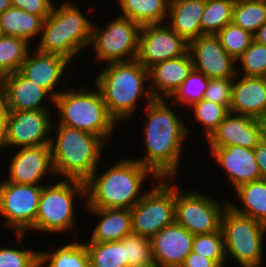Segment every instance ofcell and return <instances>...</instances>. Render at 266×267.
<instances>
[{
    "label": "cell",
    "instance_id": "6da1fadb",
    "mask_svg": "<svg viewBox=\"0 0 266 267\" xmlns=\"http://www.w3.org/2000/svg\"><path fill=\"white\" fill-rule=\"evenodd\" d=\"M165 98H154L146 107L144 124L145 151L142 158L135 159L147 167L157 178L178 177L183 142L191 134L190 127L176 116Z\"/></svg>",
    "mask_w": 266,
    "mask_h": 267
},
{
    "label": "cell",
    "instance_id": "7a4b0ae2",
    "mask_svg": "<svg viewBox=\"0 0 266 267\" xmlns=\"http://www.w3.org/2000/svg\"><path fill=\"white\" fill-rule=\"evenodd\" d=\"M98 170L97 167L85 181L87 208L131 209L143 196L140 194L144 180L150 174L153 181L158 180L147 167L133 158L117 161L100 175Z\"/></svg>",
    "mask_w": 266,
    "mask_h": 267
},
{
    "label": "cell",
    "instance_id": "3957f363",
    "mask_svg": "<svg viewBox=\"0 0 266 267\" xmlns=\"http://www.w3.org/2000/svg\"><path fill=\"white\" fill-rule=\"evenodd\" d=\"M147 80L148 69L135 59L108 63L97 74L94 85L99 88L109 114L119 123L132 117L141 98L147 104L154 99L149 86L145 87Z\"/></svg>",
    "mask_w": 266,
    "mask_h": 267
},
{
    "label": "cell",
    "instance_id": "277c9868",
    "mask_svg": "<svg viewBox=\"0 0 266 267\" xmlns=\"http://www.w3.org/2000/svg\"><path fill=\"white\" fill-rule=\"evenodd\" d=\"M52 123L56 137L50 138L55 174L85 182L97 169L106 141L76 128ZM56 130H55V128Z\"/></svg>",
    "mask_w": 266,
    "mask_h": 267
},
{
    "label": "cell",
    "instance_id": "5b68a950",
    "mask_svg": "<svg viewBox=\"0 0 266 267\" xmlns=\"http://www.w3.org/2000/svg\"><path fill=\"white\" fill-rule=\"evenodd\" d=\"M92 27L93 23L73 1H64L58 8L54 5L44 20L36 49L63 56L71 62L90 45Z\"/></svg>",
    "mask_w": 266,
    "mask_h": 267
},
{
    "label": "cell",
    "instance_id": "8992f818",
    "mask_svg": "<svg viewBox=\"0 0 266 267\" xmlns=\"http://www.w3.org/2000/svg\"><path fill=\"white\" fill-rule=\"evenodd\" d=\"M74 87L62 90L55 98L57 123L76 128L103 138L105 141L114 134L117 122L109 114L99 88ZM77 91V92H76Z\"/></svg>",
    "mask_w": 266,
    "mask_h": 267
},
{
    "label": "cell",
    "instance_id": "52a82bcc",
    "mask_svg": "<svg viewBox=\"0 0 266 267\" xmlns=\"http://www.w3.org/2000/svg\"><path fill=\"white\" fill-rule=\"evenodd\" d=\"M77 196L86 199L85 182L80 180L62 179L52 185H42L35 224L30 230L54 234L73 231Z\"/></svg>",
    "mask_w": 266,
    "mask_h": 267
},
{
    "label": "cell",
    "instance_id": "ba28073f",
    "mask_svg": "<svg viewBox=\"0 0 266 267\" xmlns=\"http://www.w3.org/2000/svg\"><path fill=\"white\" fill-rule=\"evenodd\" d=\"M226 258L229 254L240 267H260L263 264V243L266 225L237 213L229 204L224 209L220 227Z\"/></svg>",
    "mask_w": 266,
    "mask_h": 267
},
{
    "label": "cell",
    "instance_id": "9c48e42d",
    "mask_svg": "<svg viewBox=\"0 0 266 267\" xmlns=\"http://www.w3.org/2000/svg\"><path fill=\"white\" fill-rule=\"evenodd\" d=\"M172 180L158 178L157 184L131 208L133 233L152 238L175 222L176 186Z\"/></svg>",
    "mask_w": 266,
    "mask_h": 267
},
{
    "label": "cell",
    "instance_id": "30bf717a",
    "mask_svg": "<svg viewBox=\"0 0 266 267\" xmlns=\"http://www.w3.org/2000/svg\"><path fill=\"white\" fill-rule=\"evenodd\" d=\"M140 29L139 24L119 15L103 29L93 24L90 46L94 48L95 60L107 64L135 60Z\"/></svg>",
    "mask_w": 266,
    "mask_h": 267
},
{
    "label": "cell",
    "instance_id": "8fae6325",
    "mask_svg": "<svg viewBox=\"0 0 266 267\" xmlns=\"http://www.w3.org/2000/svg\"><path fill=\"white\" fill-rule=\"evenodd\" d=\"M41 185L16 184L6 180L0 182V215L4 225L14 229L17 243L35 224Z\"/></svg>",
    "mask_w": 266,
    "mask_h": 267
},
{
    "label": "cell",
    "instance_id": "7c38bea8",
    "mask_svg": "<svg viewBox=\"0 0 266 267\" xmlns=\"http://www.w3.org/2000/svg\"><path fill=\"white\" fill-rule=\"evenodd\" d=\"M228 204L227 200L220 203L198 190H184L182 193L176 188L175 222L193 235L219 231L221 217Z\"/></svg>",
    "mask_w": 266,
    "mask_h": 267
},
{
    "label": "cell",
    "instance_id": "4fadbf2b",
    "mask_svg": "<svg viewBox=\"0 0 266 267\" xmlns=\"http://www.w3.org/2000/svg\"><path fill=\"white\" fill-rule=\"evenodd\" d=\"M49 110L9 111L6 121L5 147L49 145L52 121Z\"/></svg>",
    "mask_w": 266,
    "mask_h": 267
},
{
    "label": "cell",
    "instance_id": "5bb4252c",
    "mask_svg": "<svg viewBox=\"0 0 266 267\" xmlns=\"http://www.w3.org/2000/svg\"><path fill=\"white\" fill-rule=\"evenodd\" d=\"M188 52V43L168 24L141 26L136 60L145 68Z\"/></svg>",
    "mask_w": 266,
    "mask_h": 267
},
{
    "label": "cell",
    "instance_id": "9a60e30c",
    "mask_svg": "<svg viewBox=\"0 0 266 267\" xmlns=\"http://www.w3.org/2000/svg\"><path fill=\"white\" fill-rule=\"evenodd\" d=\"M188 52L196 71L209 79L234 78L237 75L236 60L222 47L218 37L203 34L188 43Z\"/></svg>",
    "mask_w": 266,
    "mask_h": 267
},
{
    "label": "cell",
    "instance_id": "2e32d148",
    "mask_svg": "<svg viewBox=\"0 0 266 267\" xmlns=\"http://www.w3.org/2000/svg\"><path fill=\"white\" fill-rule=\"evenodd\" d=\"M7 179L11 183L41 185L43 177L55 175L50 145L23 147L10 158ZM39 182V183H38Z\"/></svg>",
    "mask_w": 266,
    "mask_h": 267
},
{
    "label": "cell",
    "instance_id": "e0dca14e",
    "mask_svg": "<svg viewBox=\"0 0 266 267\" xmlns=\"http://www.w3.org/2000/svg\"><path fill=\"white\" fill-rule=\"evenodd\" d=\"M206 141L210 147L237 145L254 149L262 141L260 120L229 113Z\"/></svg>",
    "mask_w": 266,
    "mask_h": 267
},
{
    "label": "cell",
    "instance_id": "ac0fdd59",
    "mask_svg": "<svg viewBox=\"0 0 266 267\" xmlns=\"http://www.w3.org/2000/svg\"><path fill=\"white\" fill-rule=\"evenodd\" d=\"M150 239L153 259L159 267H181L192 251L194 235L174 222Z\"/></svg>",
    "mask_w": 266,
    "mask_h": 267
},
{
    "label": "cell",
    "instance_id": "d6986e66",
    "mask_svg": "<svg viewBox=\"0 0 266 267\" xmlns=\"http://www.w3.org/2000/svg\"><path fill=\"white\" fill-rule=\"evenodd\" d=\"M211 158L225 170L234 189L252 181L261 180L253 149L242 146L210 147Z\"/></svg>",
    "mask_w": 266,
    "mask_h": 267
},
{
    "label": "cell",
    "instance_id": "ffe728a7",
    "mask_svg": "<svg viewBox=\"0 0 266 267\" xmlns=\"http://www.w3.org/2000/svg\"><path fill=\"white\" fill-rule=\"evenodd\" d=\"M71 63L65 57L57 54L39 52L37 49L34 54L30 52L26 60L21 65L19 72L28 80L47 90L54 98L61 91H56L57 84L60 83L64 71Z\"/></svg>",
    "mask_w": 266,
    "mask_h": 267
},
{
    "label": "cell",
    "instance_id": "44dd1931",
    "mask_svg": "<svg viewBox=\"0 0 266 267\" xmlns=\"http://www.w3.org/2000/svg\"><path fill=\"white\" fill-rule=\"evenodd\" d=\"M233 78L229 112L260 119L266 115V77Z\"/></svg>",
    "mask_w": 266,
    "mask_h": 267
},
{
    "label": "cell",
    "instance_id": "7402d4cb",
    "mask_svg": "<svg viewBox=\"0 0 266 267\" xmlns=\"http://www.w3.org/2000/svg\"><path fill=\"white\" fill-rule=\"evenodd\" d=\"M45 98L55 106V98L47 90L28 80L19 71L6 75L3 99L9 111L49 110L42 104Z\"/></svg>",
    "mask_w": 266,
    "mask_h": 267
},
{
    "label": "cell",
    "instance_id": "603a6c76",
    "mask_svg": "<svg viewBox=\"0 0 266 267\" xmlns=\"http://www.w3.org/2000/svg\"><path fill=\"white\" fill-rule=\"evenodd\" d=\"M194 69L192 59L185 55L158 62L148 68L151 94L154 98H169Z\"/></svg>",
    "mask_w": 266,
    "mask_h": 267
},
{
    "label": "cell",
    "instance_id": "cb8c5ba5",
    "mask_svg": "<svg viewBox=\"0 0 266 267\" xmlns=\"http://www.w3.org/2000/svg\"><path fill=\"white\" fill-rule=\"evenodd\" d=\"M205 5L206 0H170L168 25L187 43L191 42L201 35Z\"/></svg>",
    "mask_w": 266,
    "mask_h": 267
},
{
    "label": "cell",
    "instance_id": "d4e9b609",
    "mask_svg": "<svg viewBox=\"0 0 266 267\" xmlns=\"http://www.w3.org/2000/svg\"><path fill=\"white\" fill-rule=\"evenodd\" d=\"M99 219L88 242L120 241L132 233V213L129 208H87Z\"/></svg>",
    "mask_w": 266,
    "mask_h": 267
},
{
    "label": "cell",
    "instance_id": "484cf974",
    "mask_svg": "<svg viewBox=\"0 0 266 267\" xmlns=\"http://www.w3.org/2000/svg\"><path fill=\"white\" fill-rule=\"evenodd\" d=\"M170 0H118L122 14L140 26L165 23ZM166 19V20H165Z\"/></svg>",
    "mask_w": 266,
    "mask_h": 267
},
{
    "label": "cell",
    "instance_id": "4316f807",
    "mask_svg": "<svg viewBox=\"0 0 266 267\" xmlns=\"http://www.w3.org/2000/svg\"><path fill=\"white\" fill-rule=\"evenodd\" d=\"M0 22L4 35L24 38L28 42L41 35L44 20L37 15L11 6L0 14Z\"/></svg>",
    "mask_w": 266,
    "mask_h": 267
},
{
    "label": "cell",
    "instance_id": "83f0119b",
    "mask_svg": "<svg viewBox=\"0 0 266 267\" xmlns=\"http://www.w3.org/2000/svg\"><path fill=\"white\" fill-rule=\"evenodd\" d=\"M243 209L234 203L229 205L237 212L266 225V179L252 181L235 189Z\"/></svg>",
    "mask_w": 266,
    "mask_h": 267
},
{
    "label": "cell",
    "instance_id": "f1b7e54d",
    "mask_svg": "<svg viewBox=\"0 0 266 267\" xmlns=\"http://www.w3.org/2000/svg\"><path fill=\"white\" fill-rule=\"evenodd\" d=\"M89 267L85 243L71 242L54 251H39V267Z\"/></svg>",
    "mask_w": 266,
    "mask_h": 267
},
{
    "label": "cell",
    "instance_id": "f546056e",
    "mask_svg": "<svg viewBox=\"0 0 266 267\" xmlns=\"http://www.w3.org/2000/svg\"><path fill=\"white\" fill-rule=\"evenodd\" d=\"M89 256V267H128L122 240L113 242L85 243Z\"/></svg>",
    "mask_w": 266,
    "mask_h": 267
},
{
    "label": "cell",
    "instance_id": "4dcf8cb0",
    "mask_svg": "<svg viewBox=\"0 0 266 267\" xmlns=\"http://www.w3.org/2000/svg\"><path fill=\"white\" fill-rule=\"evenodd\" d=\"M232 22L254 35L266 22V0H236Z\"/></svg>",
    "mask_w": 266,
    "mask_h": 267
},
{
    "label": "cell",
    "instance_id": "1f68e13d",
    "mask_svg": "<svg viewBox=\"0 0 266 267\" xmlns=\"http://www.w3.org/2000/svg\"><path fill=\"white\" fill-rule=\"evenodd\" d=\"M234 0H206L201 17V35H216L232 22Z\"/></svg>",
    "mask_w": 266,
    "mask_h": 267
},
{
    "label": "cell",
    "instance_id": "d6a6232c",
    "mask_svg": "<svg viewBox=\"0 0 266 267\" xmlns=\"http://www.w3.org/2000/svg\"><path fill=\"white\" fill-rule=\"evenodd\" d=\"M27 40L3 35L0 38V70L5 74L19 71L30 52Z\"/></svg>",
    "mask_w": 266,
    "mask_h": 267
},
{
    "label": "cell",
    "instance_id": "836d02e7",
    "mask_svg": "<svg viewBox=\"0 0 266 267\" xmlns=\"http://www.w3.org/2000/svg\"><path fill=\"white\" fill-rule=\"evenodd\" d=\"M208 84L209 78L203 73L193 69L184 82L167 100L170 99V101H173V104L180 103L184 104V106L188 105L187 108H189L192 104L204 99ZM173 98L175 101L171 100Z\"/></svg>",
    "mask_w": 266,
    "mask_h": 267
},
{
    "label": "cell",
    "instance_id": "e575fe53",
    "mask_svg": "<svg viewBox=\"0 0 266 267\" xmlns=\"http://www.w3.org/2000/svg\"><path fill=\"white\" fill-rule=\"evenodd\" d=\"M188 109L194 112L196 122L205 127L204 134L206 139L211 136L218 125L230 113L226 106L213 103L207 99H202L192 104Z\"/></svg>",
    "mask_w": 266,
    "mask_h": 267
},
{
    "label": "cell",
    "instance_id": "d590c367",
    "mask_svg": "<svg viewBox=\"0 0 266 267\" xmlns=\"http://www.w3.org/2000/svg\"><path fill=\"white\" fill-rule=\"evenodd\" d=\"M216 36L225 51L236 61L254 40L253 34L233 22L228 23Z\"/></svg>",
    "mask_w": 266,
    "mask_h": 267
},
{
    "label": "cell",
    "instance_id": "8d00e7d4",
    "mask_svg": "<svg viewBox=\"0 0 266 267\" xmlns=\"http://www.w3.org/2000/svg\"><path fill=\"white\" fill-rule=\"evenodd\" d=\"M192 251L215 260L221 267L228 261L221 229L212 233L194 235Z\"/></svg>",
    "mask_w": 266,
    "mask_h": 267
},
{
    "label": "cell",
    "instance_id": "74e56055",
    "mask_svg": "<svg viewBox=\"0 0 266 267\" xmlns=\"http://www.w3.org/2000/svg\"><path fill=\"white\" fill-rule=\"evenodd\" d=\"M236 62V65L240 63L239 65L242 66L241 73H239L240 70H236L238 77H266V45L253 40Z\"/></svg>",
    "mask_w": 266,
    "mask_h": 267
},
{
    "label": "cell",
    "instance_id": "f35d334b",
    "mask_svg": "<svg viewBox=\"0 0 266 267\" xmlns=\"http://www.w3.org/2000/svg\"><path fill=\"white\" fill-rule=\"evenodd\" d=\"M122 240L129 265L153 262L151 239L136 233L126 235Z\"/></svg>",
    "mask_w": 266,
    "mask_h": 267
},
{
    "label": "cell",
    "instance_id": "ab89813d",
    "mask_svg": "<svg viewBox=\"0 0 266 267\" xmlns=\"http://www.w3.org/2000/svg\"><path fill=\"white\" fill-rule=\"evenodd\" d=\"M0 267H39V251L0 246Z\"/></svg>",
    "mask_w": 266,
    "mask_h": 267
},
{
    "label": "cell",
    "instance_id": "60d3db41",
    "mask_svg": "<svg viewBox=\"0 0 266 267\" xmlns=\"http://www.w3.org/2000/svg\"><path fill=\"white\" fill-rule=\"evenodd\" d=\"M232 84L233 78L209 79L204 99L226 106L229 109L231 104Z\"/></svg>",
    "mask_w": 266,
    "mask_h": 267
},
{
    "label": "cell",
    "instance_id": "b9f144b4",
    "mask_svg": "<svg viewBox=\"0 0 266 267\" xmlns=\"http://www.w3.org/2000/svg\"><path fill=\"white\" fill-rule=\"evenodd\" d=\"M52 2L53 0H11L12 6L40 16L43 20L50 15L54 6Z\"/></svg>",
    "mask_w": 266,
    "mask_h": 267
},
{
    "label": "cell",
    "instance_id": "7bdbcfd3",
    "mask_svg": "<svg viewBox=\"0 0 266 267\" xmlns=\"http://www.w3.org/2000/svg\"><path fill=\"white\" fill-rule=\"evenodd\" d=\"M181 267H221L215 260L191 251Z\"/></svg>",
    "mask_w": 266,
    "mask_h": 267
},
{
    "label": "cell",
    "instance_id": "ee69618b",
    "mask_svg": "<svg viewBox=\"0 0 266 267\" xmlns=\"http://www.w3.org/2000/svg\"><path fill=\"white\" fill-rule=\"evenodd\" d=\"M253 153L260 170L261 179H266V142L262 140L253 149Z\"/></svg>",
    "mask_w": 266,
    "mask_h": 267
},
{
    "label": "cell",
    "instance_id": "f6af8a7d",
    "mask_svg": "<svg viewBox=\"0 0 266 267\" xmlns=\"http://www.w3.org/2000/svg\"><path fill=\"white\" fill-rule=\"evenodd\" d=\"M8 107L4 99L0 100V151L5 146L6 121L8 115Z\"/></svg>",
    "mask_w": 266,
    "mask_h": 267
},
{
    "label": "cell",
    "instance_id": "bcb514c9",
    "mask_svg": "<svg viewBox=\"0 0 266 267\" xmlns=\"http://www.w3.org/2000/svg\"><path fill=\"white\" fill-rule=\"evenodd\" d=\"M253 38L257 43L266 45V22L257 30Z\"/></svg>",
    "mask_w": 266,
    "mask_h": 267
},
{
    "label": "cell",
    "instance_id": "7dc6e473",
    "mask_svg": "<svg viewBox=\"0 0 266 267\" xmlns=\"http://www.w3.org/2000/svg\"><path fill=\"white\" fill-rule=\"evenodd\" d=\"M12 6L11 0H0V14Z\"/></svg>",
    "mask_w": 266,
    "mask_h": 267
},
{
    "label": "cell",
    "instance_id": "c3c4849f",
    "mask_svg": "<svg viewBox=\"0 0 266 267\" xmlns=\"http://www.w3.org/2000/svg\"><path fill=\"white\" fill-rule=\"evenodd\" d=\"M261 129H262V140L266 142V115L260 119Z\"/></svg>",
    "mask_w": 266,
    "mask_h": 267
},
{
    "label": "cell",
    "instance_id": "681fc988",
    "mask_svg": "<svg viewBox=\"0 0 266 267\" xmlns=\"http://www.w3.org/2000/svg\"><path fill=\"white\" fill-rule=\"evenodd\" d=\"M128 267H159L154 261L144 264L129 265Z\"/></svg>",
    "mask_w": 266,
    "mask_h": 267
},
{
    "label": "cell",
    "instance_id": "f907efd6",
    "mask_svg": "<svg viewBox=\"0 0 266 267\" xmlns=\"http://www.w3.org/2000/svg\"><path fill=\"white\" fill-rule=\"evenodd\" d=\"M6 75L2 70H0V88H5Z\"/></svg>",
    "mask_w": 266,
    "mask_h": 267
},
{
    "label": "cell",
    "instance_id": "816d5d0a",
    "mask_svg": "<svg viewBox=\"0 0 266 267\" xmlns=\"http://www.w3.org/2000/svg\"><path fill=\"white\" fill-rule=\"evenodd\" d=\"M4 90L5 88H0V100L4 97Z\"/></svg>",
    "mask_w": 266,
    "mask_h": 267
},
{
    "label": "cell",
    "instance_id": "f5cc1de1",
    "mask_svg": "<svg viewBox=\"0 0 266 267\" xmlns=\"http://www.w3.org/2000/svg\"><path fill=\"white\" fill-rule=\"evenodd\" d=\"M4 35L3 31H2V27H1V22H0V38Z\"/></svg>",
    "mask_w": 266,
    "mask_h": 267
}]
</instances>
